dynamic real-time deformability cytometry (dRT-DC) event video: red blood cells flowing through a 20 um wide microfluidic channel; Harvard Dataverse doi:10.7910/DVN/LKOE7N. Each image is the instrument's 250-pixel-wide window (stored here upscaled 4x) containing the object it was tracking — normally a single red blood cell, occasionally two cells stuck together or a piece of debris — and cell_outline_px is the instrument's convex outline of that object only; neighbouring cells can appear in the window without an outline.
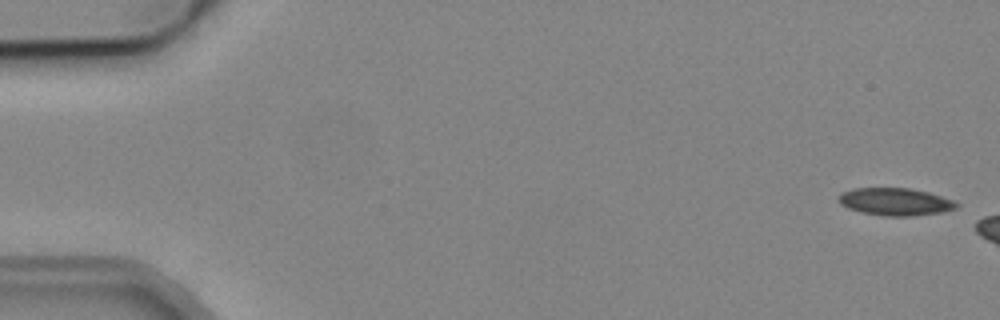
{"species": "common noctule bat (a hibernating species)", "species_latin": "Nyctalus noctula", "temperature_condition": "cold", "stored_images_in_passage": 3, "camera_frame_rate_fps": 3000, "um_per_image_px": 0.085, "animal": {"sex": "male", "body_mass_g": 19.2, "forearm_length_mm": 51.8}, "frame": {"image": 1, "passage_image": 1, "time_ms": 0.0, "image_size_px": [1000, 320], "cell_outline_px": [[960, 204], [956, 208], [940, 212], [908, 216], [888, 216], [864, 212], [848, 208], [840, 204], [836, 200], [840, 192], [852, 188], [912, 188], [928, 192], [952, 200]], "centroid_in_image_um": [76.04, 17.13], "position_along_channel_um": 9.0, "area_um2": 18.79}}